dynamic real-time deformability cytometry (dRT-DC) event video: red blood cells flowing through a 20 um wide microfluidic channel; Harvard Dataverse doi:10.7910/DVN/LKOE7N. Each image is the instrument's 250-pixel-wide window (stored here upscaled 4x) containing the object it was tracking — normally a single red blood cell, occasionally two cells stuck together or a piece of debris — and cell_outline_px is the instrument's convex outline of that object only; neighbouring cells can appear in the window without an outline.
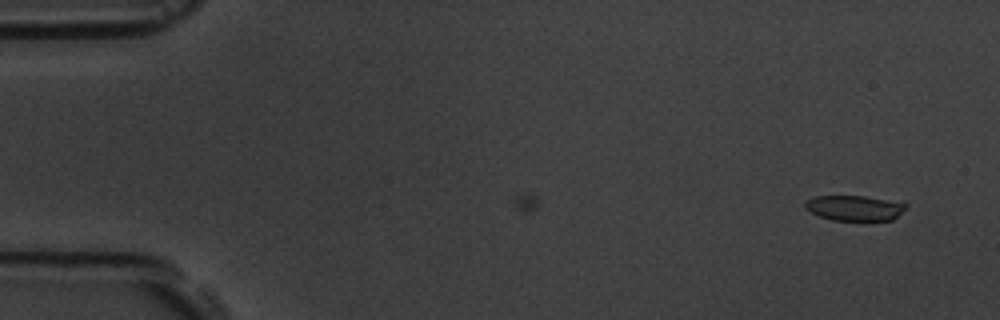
{"species": "common noctule bat (a hibernating species)", "species_latin": "Nyctalus noctula", "temperature_condition": "room temperature", "stored_images_in_passage": 6, "camera_frame_rate_fps": 3000, "um_per_image_px": 0.085, "animal": {"sex": "male", "body_mass_g": 19.5, "forearm_length_mm": 54.6}, "frame": {"image": 1, "passage_image": 6, "time_ms": 6.667, "image_size_px": [1000, 320], "cell_outline_px": [[908, 204], [892, 220], [832, 220], [820, 216], [804, 208], [804, 204], [808, 200], [816, 196], [864, 196], [904, 200]], "centroid_in_image_um": [72.7, 17.65], "position_along_channel_um": 12.3, "area_um2": 14.97}}